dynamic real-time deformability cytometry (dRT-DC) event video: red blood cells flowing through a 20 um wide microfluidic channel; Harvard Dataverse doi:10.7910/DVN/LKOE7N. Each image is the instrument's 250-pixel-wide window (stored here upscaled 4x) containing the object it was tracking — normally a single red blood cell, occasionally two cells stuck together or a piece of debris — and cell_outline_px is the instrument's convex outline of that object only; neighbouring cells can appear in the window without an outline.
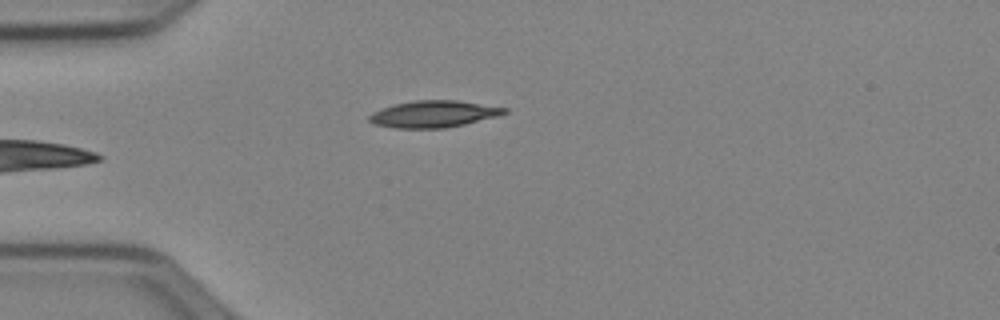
{"species": "Egyptian fruit bat (a non-hibernating species)", "species_latin": "Rousettus aegyptiacus", "temperature_condition": "cold", "stored_images_in_passage": 35, "camera_frame_rate_fps": 3000, "um_per_image_px": 0.085, "animal": {"sex": "female"}, "frame": {"image": 1, "passage_image": 1, "time_ms": 0.0, "image_size_px": [1000, 320], "cell_outline_px": [[508, 112], [496, 116], [464, 124], [444, 128], [396, 128], [372, 124], [368, 120], [368, 116], [372, 112], [392, 104], [412, 100], [456, 100], [508, 108]], "centroid_in_image_um": [36.8, 9.68], "position_along_channel_um": 48.2, "area_um2": 21.1}}
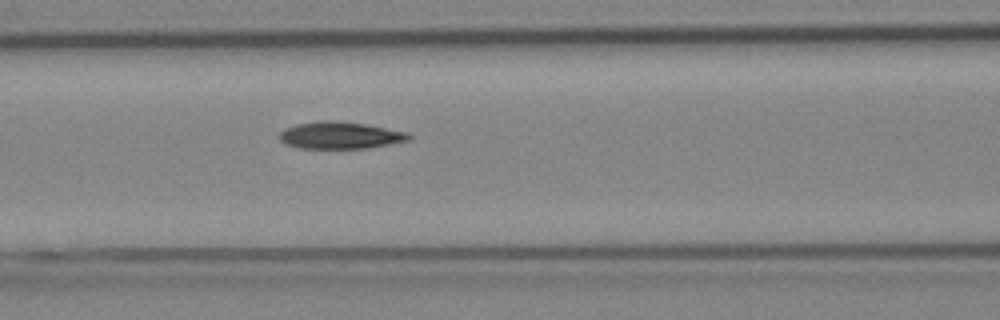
{"frame": {"image": 2, "passage_image": 9, "time_ms": 2.667, "image_size_px": [1000, 320], "cell_outline_px": [[412, 140], [368, 148], [300, 148], [288, 144], [280, 140], [280, 132], [284, 128], [296, 124], [320, 120], [332, 120], [364, 124], [408, 132], [412, 136]], "centroid_in_image_um": [28.94, 11.5], "position_along_channel_um": 137.7, "area_um2": 20.35}}
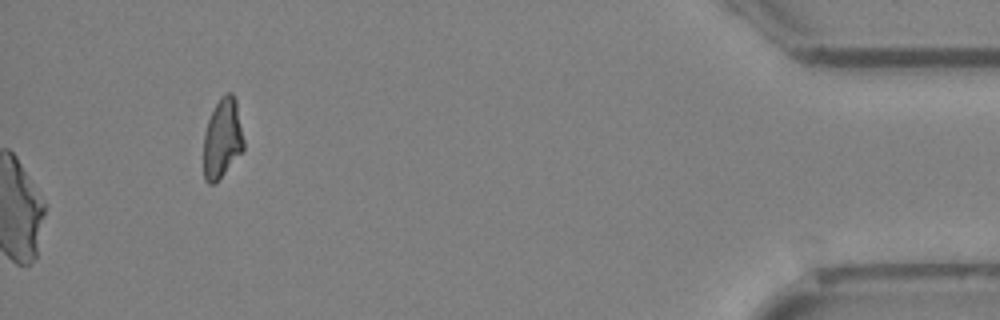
{"frame": {"image": 3, "passage_image": 35, "time_ms": 11.333, "image_size_px": [1000, 320], "cell_outline_px": [[244, 148], [224, 172], [212, 184], [208, 184], [204, 180], [204, 132], [208, 120], [220, 96], [228, 92], [232, 92], [236, 100], [244, 140]], "centroid_in_image_um": [18.89, 11.72], "position_along_channel_um": 416.3, "area_um2": 18.32}, "authors_computed_cell_mechanics": {"area_um2": 20.2878, "velocity_mm_per_s": 3.9746, "shape_relaxation_time_tau1_ms": 6.8079, "shape_relaxation_time_tau2_ms": 4.4422, "deformation_change_tau1": 0.1821, "deformation_change_tau2": 0.1057}}